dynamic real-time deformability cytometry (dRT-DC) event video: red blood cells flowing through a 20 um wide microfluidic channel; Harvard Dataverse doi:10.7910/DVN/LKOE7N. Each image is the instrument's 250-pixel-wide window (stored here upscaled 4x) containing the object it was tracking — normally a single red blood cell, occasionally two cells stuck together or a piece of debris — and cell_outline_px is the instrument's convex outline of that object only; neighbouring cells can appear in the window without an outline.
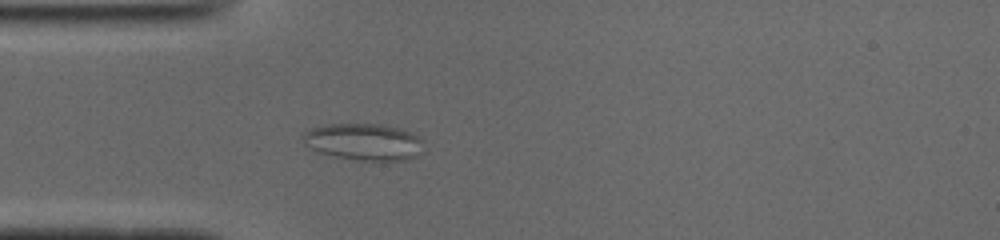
{"species": "common noctule bat (a hibernating species)", "species_latin": "Nyctalus noctula", "temperature_condition": "cold", "stored_images_in_passage": 52, "camera_frame_rate_fps": 3000, "um_per_image_px": 0.085, "animal": {"sex": "male", "body_mass_g": 19.0, "forearm_length_mm": 50.8}, "frame": {"image": 1, "passage_image": 14, "time_ms": 4.333, "image_size_px": [1000, 240], "cell_outline_px": [[420, 140], [412, 156], [404, 160], [352, 160], [316, 152], [312, 148], [304, 136], [312, 128], [328, 124], [380, 124], [396, 128]], "centroid_in_image_um": [30.8, 12.06], "position_along_channel_um": 54.2, "area_um2": 24.33}}
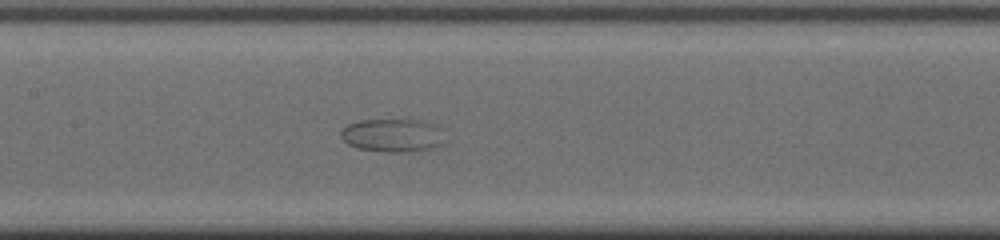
{"frame": {"image": 2, "passage_image": 24, "time_ms": 7.667, "image_size_px": [1000, 240], "cell_outline_px": [[432, 144], [424, 148], [408, 152], [388, 152], [360, 148], [348, 144], [340, 136], [340, 132], [348, 124], [360, 120], [416, 120], [432, 128]], "centroid_in_image_um": [32.99, 11.5], "position_along_channel_um": 174.4, "area_um2": 17.98}}
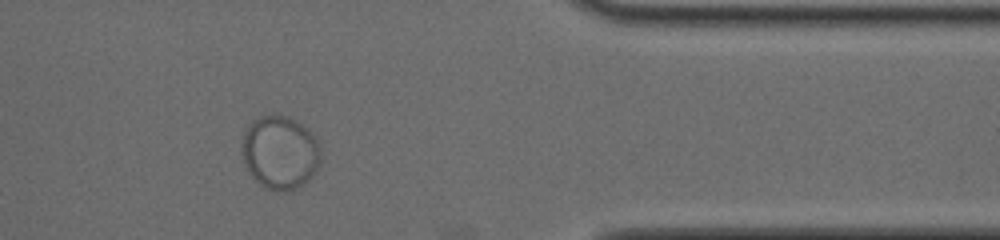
{"frame": {"image": 3, "passage_image": 43, "time_ms": 14.0, "image_size_px": [1000, 240], "cell_outline_px": [[320, 164], [316, 172], [304, 184], [288, 192], [280, 192], [264, 188], [252, 176], [244, 160], [244, 136], [252, 120], [260, 116], [288, 116], [296, 120], [316, 140], [320, 156]], "centroid_in_image_um": [23.83, 13.0], "position_along_channel_um": 387.6, "area_um2": 33.0}}